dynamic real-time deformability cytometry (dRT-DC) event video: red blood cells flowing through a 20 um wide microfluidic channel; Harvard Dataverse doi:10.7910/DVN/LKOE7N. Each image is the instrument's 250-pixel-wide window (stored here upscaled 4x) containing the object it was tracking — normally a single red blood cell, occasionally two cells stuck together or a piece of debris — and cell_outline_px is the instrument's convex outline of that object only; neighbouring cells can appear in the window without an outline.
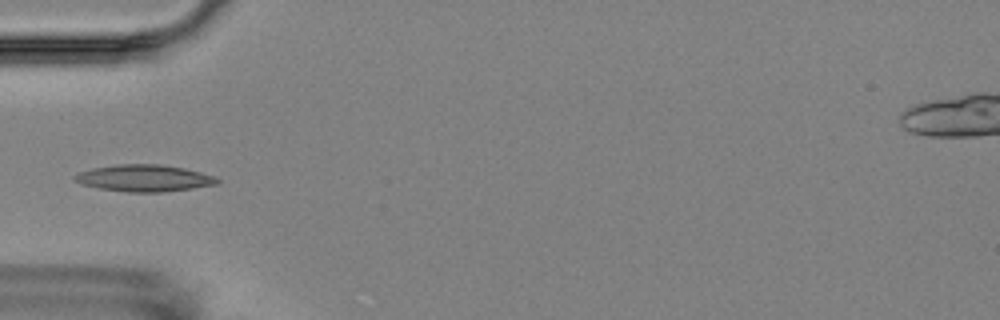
{"species": "Egyptian fruit bat (a non-hibernating species)", "species_latin": "Rousettus aegyptiacus", "temperature_condition": "room temperature", "stored_images_in_passage": 15, "camera_frame_rate_fps": 3000, "um_per_image_px": 0.085, "animal": {"sex": "female"}, "frame": {"image": 1, "passage_image": 5, "time_ms": 5.667, "image_size_px": [1000, 320], "cell_outline_px": [[220, 184], [192, 188], [160, 192], [128, 192], [100, 188], [80, 184], [72, 180], [72, 176], [80, 172], [92, 168], [120, 164], [160, 164], [184, 168], [216, 176], [220, 180]], "centroid_in_image_um": [12.26, 15.14], "position_along_channel_um": 72.7, "area_um2": 22.31}}
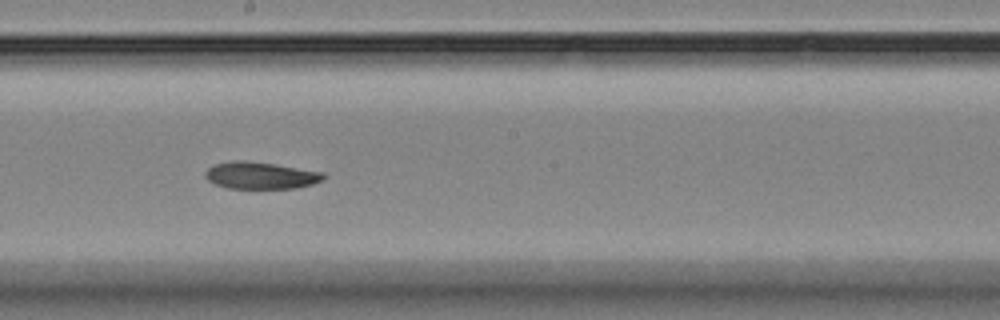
{"frame": {"image": 2, "passage_image": 9, "time_ms": 10.0, "image_size_px": [1000, 320], "cell_outline_px": [[324, 180], [312, 184], [296, 188], [228, 188], [216, 184], [208, 180], [204, 176], [204, 172], [208, 168], [216, 164], [232, 160], [244, 160], [276, 164], [324, 172]], "centroid_in_image_um": [22.15, 14.9], "position_along_channel_um": 226.0, "area_um2": 18.61}}
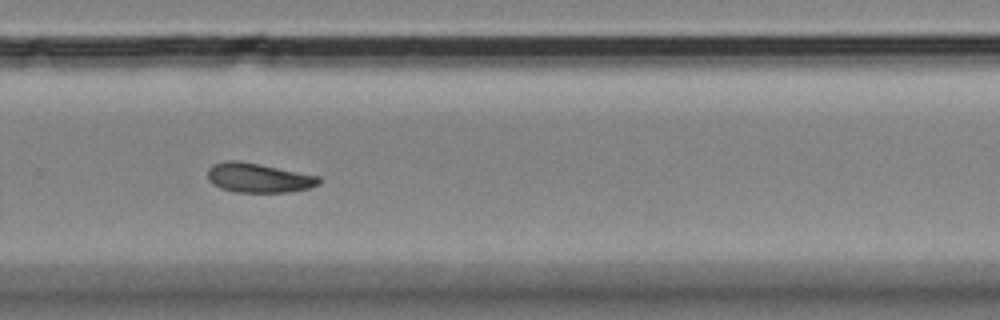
{"frame": {"image": 3, "passage_image": 11, "time_ms": 12.333, "image_size_px": [1000, 320], "cell_outline_px": [[320, 184], [308, 188], [284, 192], [236, 192], [220, 188], [212, 184], [208, 180], [208, 168], [212, 164], [228, 160], [236, 160], [260, 164], [320, 176]], "centroid_in_image_um": [21.94, 15.11], "position_along_channel_um": 307.9, "area_um2": 19.07}, "authors_computed_cell_mechanics": {"area_um2": 19.5942, "velocity_mm_per_s": 3.5306, "shape_relaxation_time_tau1_ms": 8.854, "shape_relaxation_time_tau2_ms": 7.5067, "deformation_change_tau1": 0.1561, "deformation_change_tau2": 0.1155}}